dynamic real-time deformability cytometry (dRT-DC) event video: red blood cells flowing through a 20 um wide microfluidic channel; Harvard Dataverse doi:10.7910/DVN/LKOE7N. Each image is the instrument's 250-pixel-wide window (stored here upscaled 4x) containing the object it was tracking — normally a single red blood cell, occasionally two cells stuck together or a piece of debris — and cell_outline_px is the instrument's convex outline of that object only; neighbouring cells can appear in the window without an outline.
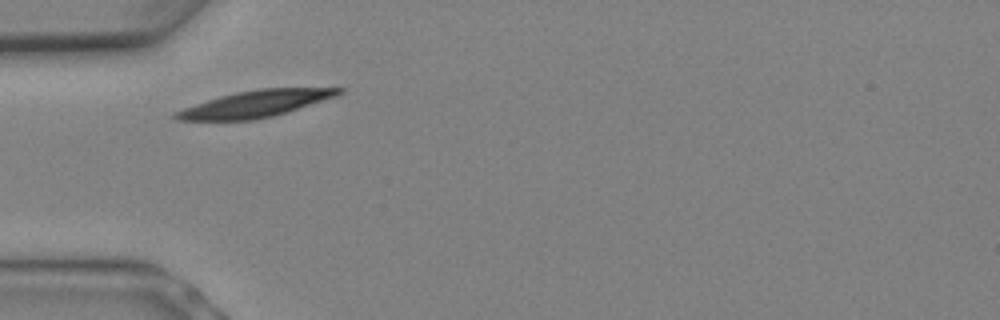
{"species": "Egyptian fruit bat (a non-hibernating species)", "species_latin": "Rousettus aegyptiacus", "temperature_condition": "warm", "stored_images_in_passage": 2, "camera_frame_rate_fps": 3000, "um_per_image_px": 0.085, "animal": {"sex": "female"}, "frame": {"image": 1, "passage_image": 1, "time_ms": 0.0, "image_size_px": [1000, 320], "cell_outline_px": [[344, 92], [336, 96], [272, 116], [256, 120], [176, 120], [172, 116], [172, 112], [220, 96], [236, 92], [260, 88], [344, 88]], "centroid_in_image_um": [21.67, 8.82], "position_along_channel_um": 63.3, "area_um2": 24.91}}